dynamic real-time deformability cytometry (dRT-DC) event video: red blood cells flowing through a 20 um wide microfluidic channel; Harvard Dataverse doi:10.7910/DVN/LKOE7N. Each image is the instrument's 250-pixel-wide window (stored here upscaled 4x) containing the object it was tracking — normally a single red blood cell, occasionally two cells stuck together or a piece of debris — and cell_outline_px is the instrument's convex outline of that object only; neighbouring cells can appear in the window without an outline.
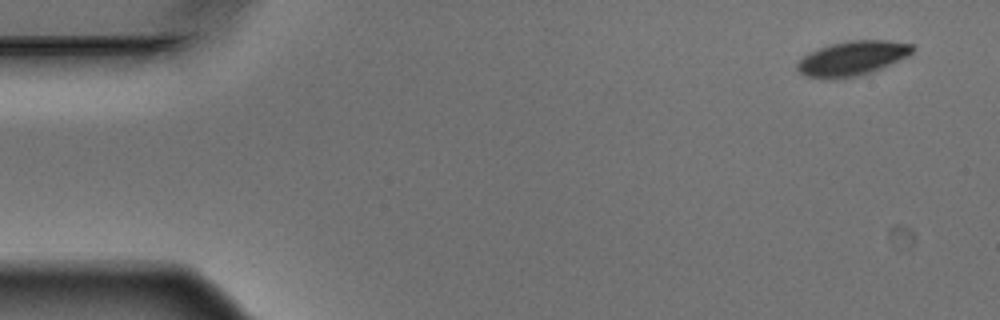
{"species": "Egyptian fruit bat (a non-hibernating species)", "species_latin": "Rousettus aegyptiacus", "temperature_condition": "warm", "stored_images_in_passage": 5, "segment_of_instrument_passage": [2, 2], "camera_frame_rate_fps": 3000, "um_per_image_px": 0.085, "animal": {"sex": "male"}, "frame": {"image": 1, "passage_image": 5, "time_ms": 1.333, "image_size_px": [1000, 320], "cell_outline_px": [[916, 48], [908, 56], [872, 72], [856, 76], [836, 80], [824, 80], [804, 76], [796, 68], [796, 64], [804, 56], [820, 48], [832, 44], [852, 40], [884, 40], [912, 44]], "centroid_in_image_um": [72.43, 4.99], "position_along_channel_um": 12.6, "area_um2": 23.24}}